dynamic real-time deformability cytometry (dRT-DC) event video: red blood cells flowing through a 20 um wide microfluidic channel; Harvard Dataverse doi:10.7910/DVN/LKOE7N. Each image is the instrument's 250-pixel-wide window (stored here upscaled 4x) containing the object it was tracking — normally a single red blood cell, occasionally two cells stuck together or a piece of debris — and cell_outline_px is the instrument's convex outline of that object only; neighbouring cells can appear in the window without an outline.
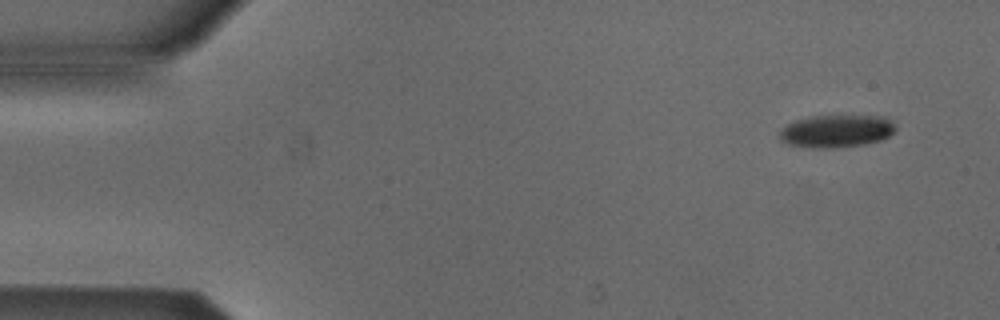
{"species": "Egyptian fruit bat (a non-hibernating species)", "species_latin": "Rousettus aegyptiacus", "temperature_condition": "cold", "stored_images_in_passage": 4, "camera_frame_rate_fps": 3000, "um_per_image_px": 0.085, "animal": {"sex": "male"}, "frame": {"image": 1, "passage_image": 1, "time_ms": 0.0, "image_size_px": [1000, 320], "cell_outline_px": [[896, 128], [888, 136], [880, 140], [864, 144], [832, 148], [820, 148], [788, 144], [780, 136], [780, 132], [788, 124], [796, 120], [812, 116], [884, 116]], "centroid_in_image_um": [71.11, 11.14], "position_along_channel_um": 13.9, "area_um2": 21.44}}
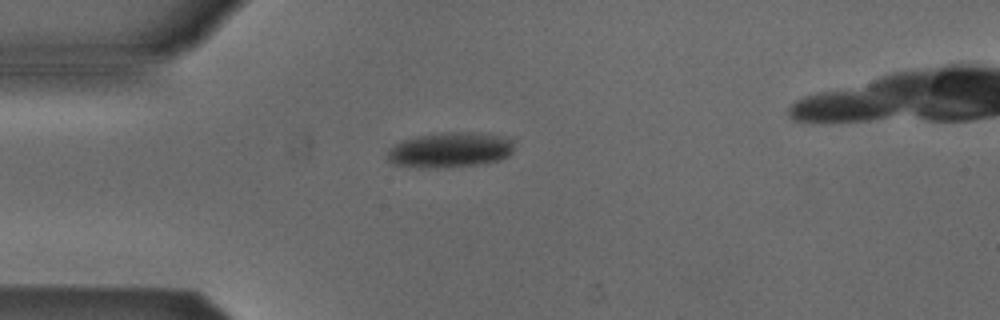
{"frame": {"image": 2, "passage_image": 4, "time_ms": 3.333, "image_size_px": [1000, 320], "cell_outline_px": [[512, 152], [508, 156], [500, 160], [476, 164], [436, 168], [432, 168], [392, 164], [388, 160], [388, 152], [396, 144], [404, 140], [416, 136], [444, 132], [472, 132], [500, 136], [512, 140]], "centroid_in_image_um": [38.25, 12.74], "position_along_channel_um": 46.7, "area_um2": 25.55}}